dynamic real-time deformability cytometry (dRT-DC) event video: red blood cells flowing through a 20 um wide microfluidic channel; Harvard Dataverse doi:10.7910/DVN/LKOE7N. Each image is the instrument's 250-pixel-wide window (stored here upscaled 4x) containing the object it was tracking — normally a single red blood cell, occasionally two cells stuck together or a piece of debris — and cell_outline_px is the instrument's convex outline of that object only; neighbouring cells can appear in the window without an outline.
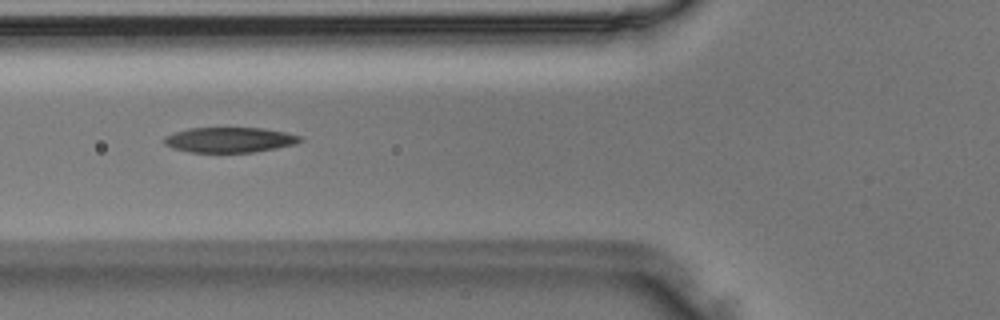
{"species": "Egyptian fruit bat (a non-hibernating species)", "species_latin": "Rousettus aegyptiacus", "temperature_condition": "room temperature", "stored_images_in_passage": 33, "camera_frame_rate_fps": 3000, "um_per_image_px": 0.085, "animal": {"sex": "male"}, "frame": {"image": 1, "passage_image": 10, "time_ms": 3.0, "image_size_px": [1000, 320], "cell_outline_px": [[304, 140], [296, 144], [252, 152], [192, 152], [172, 148], [164, 144], [164, 136], [172, 132], [188, 128], [264, 128], [304, 136]], "centroid_in_image_um": [19.51, 11.88], "position_along_channel_um": 106.3, "area_um2": 20.06}}
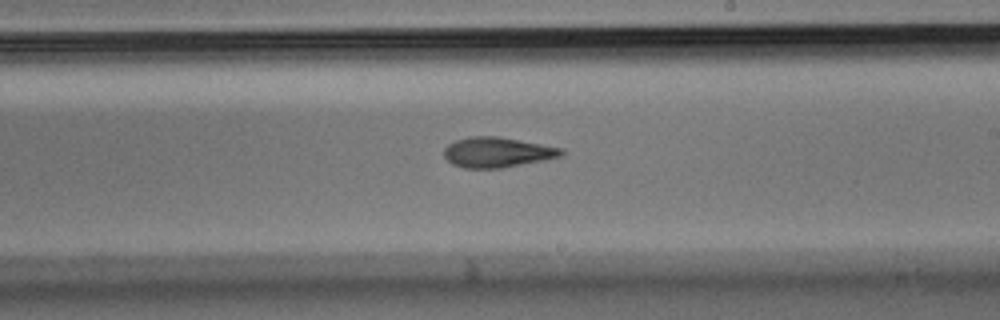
{"frame": {"image": 2, "passage_image": 20, "time_ms": 6.333, "image_size_px": [1000, 320], "cell_outline_px": [[564, 156], [544, 160], [500, 168], [464, 168], [452, 164], [444, 156], [444, 148], [448, 144], [456, 140], [468, 136], [496, 136], [564, 148]], "centroid_in_image_um": [42.27, 12.94], "position_along_channel_um": 246.7, "area_um2": 20.63}}
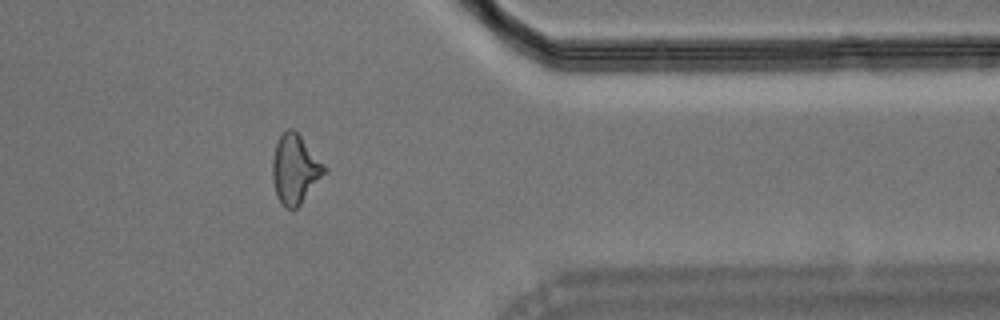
{"frame": {"image": 3, "passage_image": 31, "time_ms": 10.0, "image_size_px": [1000, 320], "cell_outline_px": [[328, 172], [300, 204], [292, 212], [284, 208], [276, 196], [272, 176], [272, 156], [276, 144], [280, 136], [288, 128], [292, 128], [300, 136], [328, 168]], "centroid_in_image_um": [25.09, 14.43], "position_along_channel_um": 386.3, "area_um2": 21.15}}